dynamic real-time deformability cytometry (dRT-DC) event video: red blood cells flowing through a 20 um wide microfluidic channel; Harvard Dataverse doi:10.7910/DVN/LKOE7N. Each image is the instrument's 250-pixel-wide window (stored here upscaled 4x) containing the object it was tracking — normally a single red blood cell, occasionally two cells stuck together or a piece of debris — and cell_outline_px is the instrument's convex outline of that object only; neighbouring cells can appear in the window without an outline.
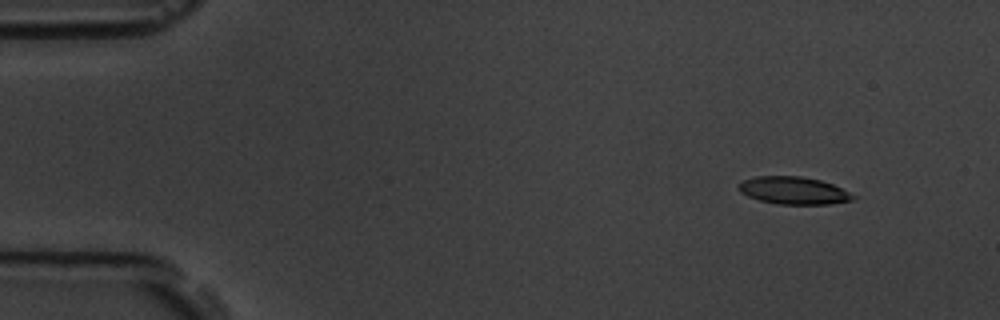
{"species": "common noctule bat (a hibernating species)", "species_latin": "Nyctalus noctula", "temperature_condition": "room temperature", "stored_images_in_passage": 4, "camera_frame_rate_fps": 3000, "um_per_image_px": 0.085, "animal": {"sex": "male", "body_mass_g": 19.5, "forearm_length_mm": 54.6}, "frame": {"image": 1, "passage_image": 1, "time_ms": 0.0, "image_size_px": [1000, 320], "cell_outline_px": [[860, 196], [856, 200], [828, 204], [776, 204], [760, 200], [748, 196], [740, 192], [736, 188], [744, 180], [756, 176], [800, 176], [820, 180], [832, 184]], "centroid_in_image_um": [67.51, 16.2], "position_along_channel_um": 17.5, "area_um2": 18.5}}
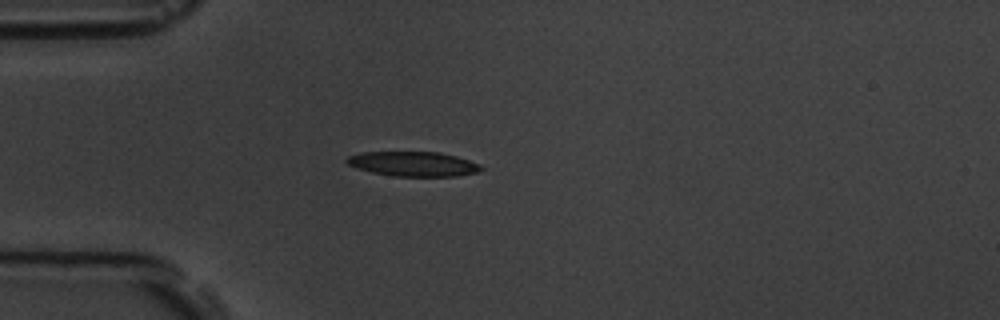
{"frame": {"image": 2, "passage_image": 4, "time_ms": 3.333, "image_size_px": [1000, 320], "cell_outline_px": [[484, 168], [480, 172], [456, 176], [392, 176], [372, 172], [356, 168], [348, 164], [344, 160], [348, 156], [360, 152], [440, 152], [456, 156], [480, 164]], "centroid_in_image_um": [35.13, 13.93], "position_along_channel_um": 49.9, "area_um2": 19.42}}